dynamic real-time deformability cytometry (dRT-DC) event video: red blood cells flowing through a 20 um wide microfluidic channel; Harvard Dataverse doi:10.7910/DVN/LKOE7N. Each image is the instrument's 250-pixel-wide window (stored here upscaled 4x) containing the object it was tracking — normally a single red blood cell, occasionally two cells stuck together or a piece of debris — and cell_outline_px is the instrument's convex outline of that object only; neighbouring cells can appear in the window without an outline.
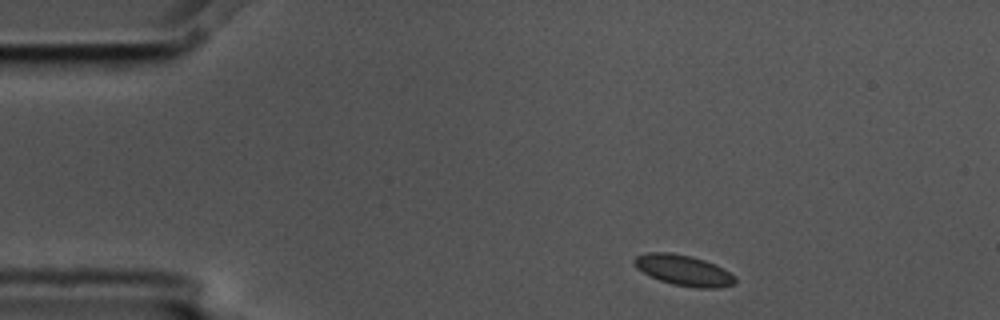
{"species": "common noctule bat (a hibernating species)", "species_latin": "Nyctalus noctula", "temperature_condition": "cold", "stored_images_in_passage": 2, "camera_frame_rate_fps": 3000, "um_per_image_px": 0.085, "animal": {"sex": "male", "body_mass_g": 17.5, "forearm_length_mm": 52.3}, "frame": {"image": 1, "passage_image": 1, "time_ms": 0.0, "image_size_px": [1000, 320], "cell_outline_px": [[736, 284], [716, 288], [696, 288], [672, 284], [660, 280], [636, 268], [632, 260], [636, 256], [648, 252], [668, 252], [692, 256], [716, 264], [736, 276]], "centroid_in_image_um": [58.13, 22.97], "position_along_channel_um": 26.9, "area_um2": 18.09}}